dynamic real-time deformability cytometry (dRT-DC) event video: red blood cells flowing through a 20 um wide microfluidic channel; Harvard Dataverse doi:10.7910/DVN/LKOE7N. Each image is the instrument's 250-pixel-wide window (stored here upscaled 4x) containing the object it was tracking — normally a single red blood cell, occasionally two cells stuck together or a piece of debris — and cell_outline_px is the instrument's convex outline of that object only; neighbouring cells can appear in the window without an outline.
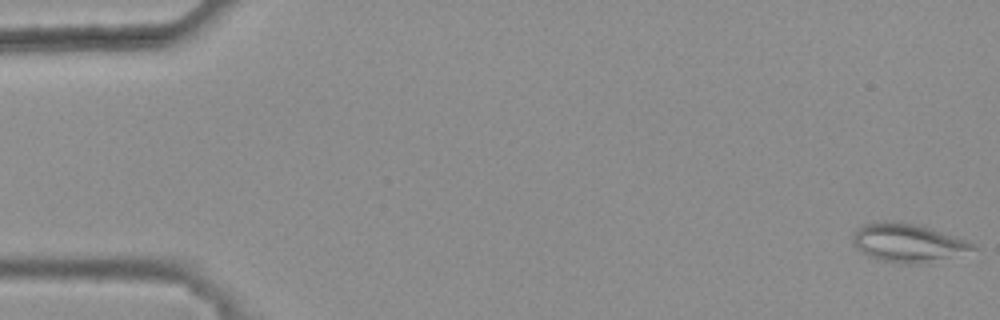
{"species": "common noctule bat (a hibernating species)", "species_latin": "Nyctalus noctula", "temperature_condition": "warm", "stored_images_in_passage": 17, "camera_frame_rate_fps": 3000, "um_per_image_px": 0.085, "animal": {"sex": "female", "body_mass_g": 25.1}, "frame": {"image": 1, "passage_image": 1, "time_ms": 0.0, "image_size_px": [1000, 320], "cell_outline_px": [[976, 248], [920, 264], [904, 264], [880, 260], [856, 248], [852, 244], [852, 236], [864, 224], [880, 220], [912, 224], [928, 228], [968, 240], [976, 244]], "centroid_in_image_um": [77.11, 20.63], "position_along_channel_um": 7.9, "area_um2": 26.01}}